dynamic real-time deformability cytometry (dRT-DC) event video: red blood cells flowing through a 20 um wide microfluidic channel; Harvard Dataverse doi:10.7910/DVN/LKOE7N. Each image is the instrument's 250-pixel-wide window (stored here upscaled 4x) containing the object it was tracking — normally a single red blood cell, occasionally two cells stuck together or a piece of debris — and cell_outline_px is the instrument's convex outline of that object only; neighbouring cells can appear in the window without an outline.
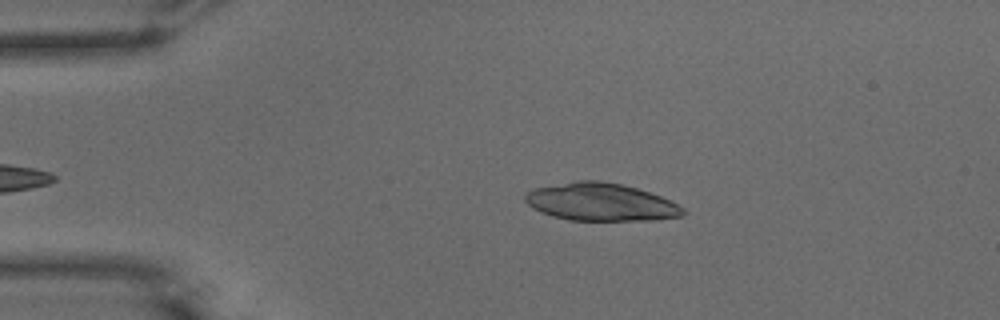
{"species": "common noctule bat (a hibernating species)", "species_latin": "Nyctalus noctula", "temperature_condition": "warm", "stored_images_in_passage": 42, "camera_frame_rate_fps": 3000, "um_per_image_px": 0.085, "animal": {"sex": "male", "body_mass_g": 15.6}, "frame": {"image": 1, "passage_image": 5, "time_ms": 1.333, "image_size_px": [1000, 320], "cell_outline_px": [[688, 212], [684, 216], [652, 220], [568, 220], [552, 216], [540, 212], [528, 204], [524, 200], [524, 196], [528, 192], [536, 188], [580, 180], [596, 180], [620, 184], [636, 188], [672, 200], [684, 208]], "centroid_in_image_um": [51.11, 17.19], "position_along_channel_um": 33.9, "area_um2": 34.56}}